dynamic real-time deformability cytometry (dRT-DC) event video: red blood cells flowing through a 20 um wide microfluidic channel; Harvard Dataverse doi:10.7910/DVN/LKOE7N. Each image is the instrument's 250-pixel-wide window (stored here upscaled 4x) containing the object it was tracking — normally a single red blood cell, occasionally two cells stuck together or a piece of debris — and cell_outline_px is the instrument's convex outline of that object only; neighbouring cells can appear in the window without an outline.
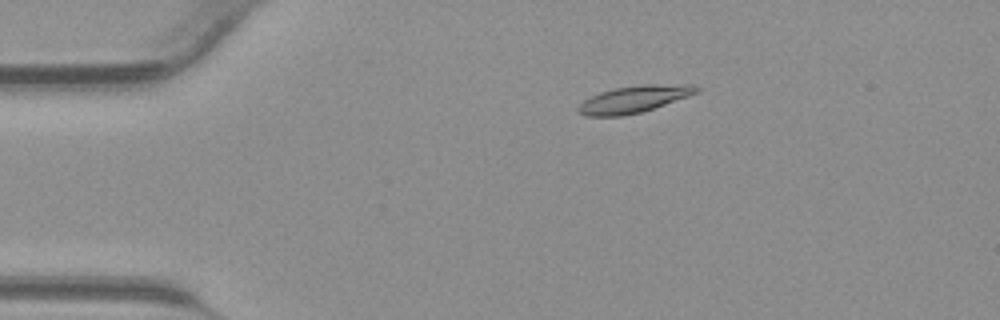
{"species": "common noctule bat (a hibernating species)", "species_latin": "Nyctalus noctula", "temperature_condition": "warm", "stored_images_in_passage": 42, "camera_frame_rate_fps": 3000, "um_per_image_px": 0.085, "animal": {"sex": "male", "body_mass_g": 23.1, "forearm_length_mm": 52.7}, "frame": {"image": 1, "passage_image": 7, "time_ms": 2.0, "image_size_px": [1000, 320], "cell_outline_px": [[700, 92], [640, 112], [624, 116], [584, 116], [576, 112], [576, 108], [584, 100], [600, 92], [616, 88], [640, 84], [692, 84], [700, 88]], "centroid_in_image_um": [53.87, 8.42], "position_along_channel_um": 31.1, "area_um2": 18.55}}
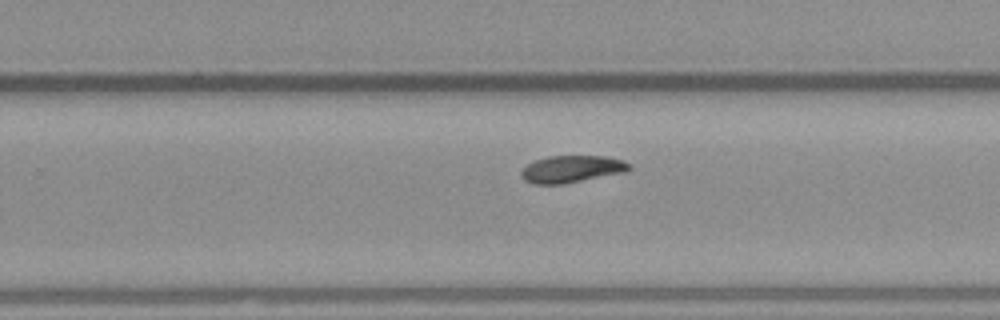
{"frame": {"image": 2, "passage_image": 26, "time_ms": 8.333, "image_size_px": [1000, 320], "cell_outline_px": [[632, 168], [628, 172], [564, 184], [532, 184], [524, 180], [520, 176], [520, 172], [528, 164], [536, 160], [548, 156], [604, 156], [624, 160], [632, 164]], "centroid_in_image_um": [48.65, 14.38], "position_along_channel_um": 281.2, "area_um2": 17.34}}
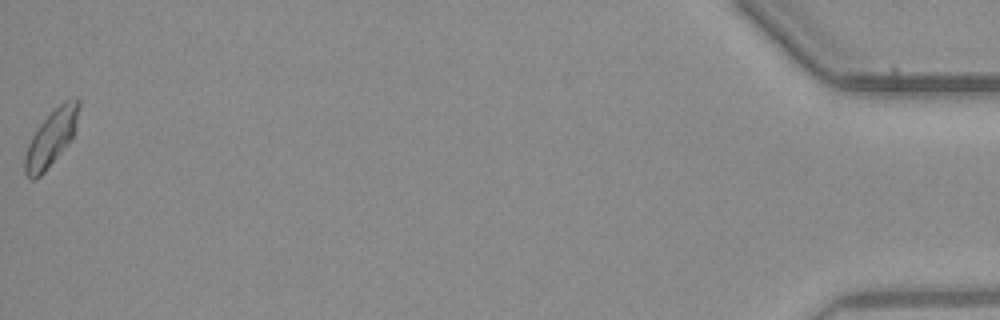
{"frame": {"image": 3, "passage_image": 42, "time_ms": 13.667, "image_size_px": [1000, 320], "cell_outline_px": [[80, 104], [76, 128], [72, 136], [64, 148], [44, 172], [36, 180], [32, 180], [24, 172], [24, 156], [28, 144], [32, 136], [40, 124], [64, 100], [76, 96], [80, 100]], "centroid_in_image_um": [4.36, 11.71], "position_along_channel_um": 430.8, "area_um2": 17.4}}